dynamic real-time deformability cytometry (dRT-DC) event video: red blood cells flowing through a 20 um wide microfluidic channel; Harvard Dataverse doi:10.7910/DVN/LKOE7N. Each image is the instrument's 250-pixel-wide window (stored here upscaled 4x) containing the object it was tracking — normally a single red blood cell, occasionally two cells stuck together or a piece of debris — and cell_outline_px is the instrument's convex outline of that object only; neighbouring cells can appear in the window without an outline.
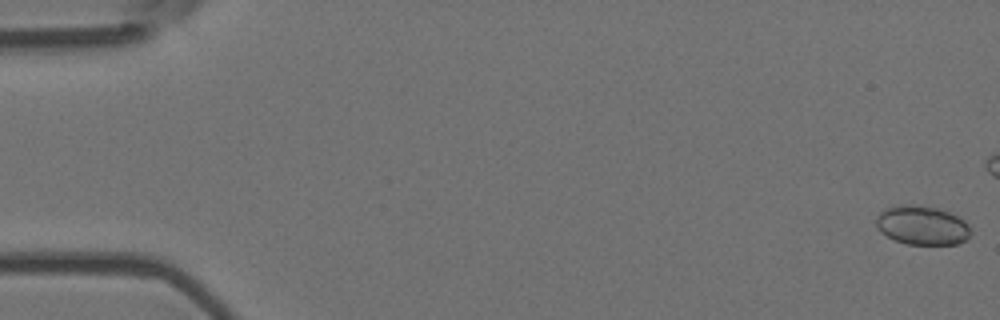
{"species": "Egyptian fruit bat (a non-hibernating species)", "species_latin": "Rousettus aegyptiacus", "temperature_condition": "room temperature", "stored_images_in_passage": 9, "segment_of_instrument_passage": [1, 2], "camera_frame_rate_fps": 3000, "um_per_image_px": 0.085, "animal": {"sex": "female"}, "frame": {"image": 1, "passage_image": 1, "time_ms": 0.0, "image_size_px": [1000, 320], "cell_outline_px": [[972, 232], [964, 240], [956, 244], [908, 244], [896, 240], [880, 232], [876, 228], [876, 216], [884, 208], [900, 204], [916, 204], [936, 208], [948, 212], [964, 220], [972, 228]], "centroid_in_image_um": [78.36, 19.13], "position_along_channel_um": 6.6, "area_um2": 21.62}}
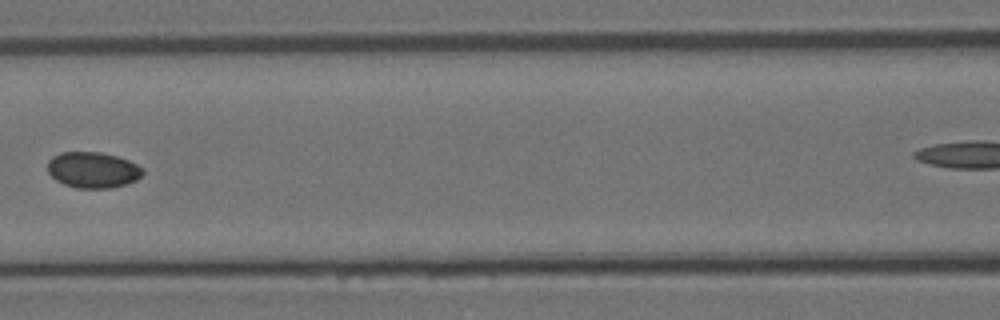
{"frame": {"image": 2, "passage_image": 7, "time_ms": 2.0, "image_size_px": [1000, 320], "cell_outline_px": [[144, 172], [136, 180], [124, 184], [108, 188], [76, 188], [64, 184], [56, 180], [48, 172], [48, 160], [52, 156], [60, 152], [100, 152], [116, 156], [128, 160], [144, 168]], "centroid_in_image_um": [7.87, 14.43], "position_along_channel_um": 158.7, "area_um2": 19.88}}
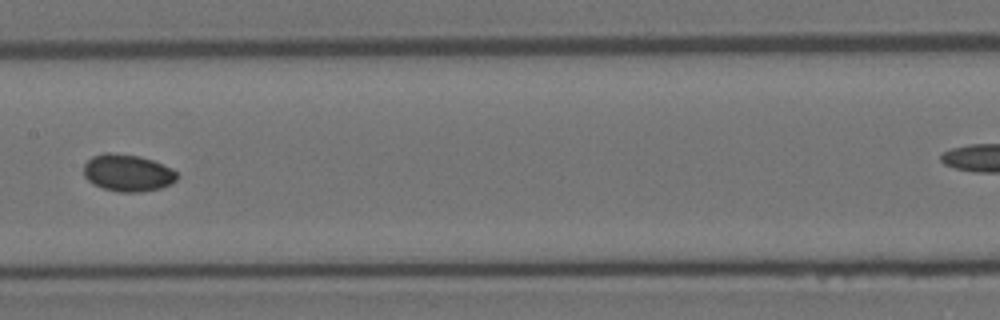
{"frame": {"image": 3, "passage_image": 8, "time_ms": 2.333, "image_size_px": [1000, 320], "cell_outline_px": [[180, 176], [172, 184], [160, 188], [140, 192], [120, 192], [104, 188], [92, 184], [84, 176], [84, 164], [92, 156], [104, 152], [112, 152], [140, 156], [152, 160], [172, 168]], "centroid_in_image_um": [10.86, 14.69], "position_along_channel_um": 196.5, "area_um2": 20.35}}